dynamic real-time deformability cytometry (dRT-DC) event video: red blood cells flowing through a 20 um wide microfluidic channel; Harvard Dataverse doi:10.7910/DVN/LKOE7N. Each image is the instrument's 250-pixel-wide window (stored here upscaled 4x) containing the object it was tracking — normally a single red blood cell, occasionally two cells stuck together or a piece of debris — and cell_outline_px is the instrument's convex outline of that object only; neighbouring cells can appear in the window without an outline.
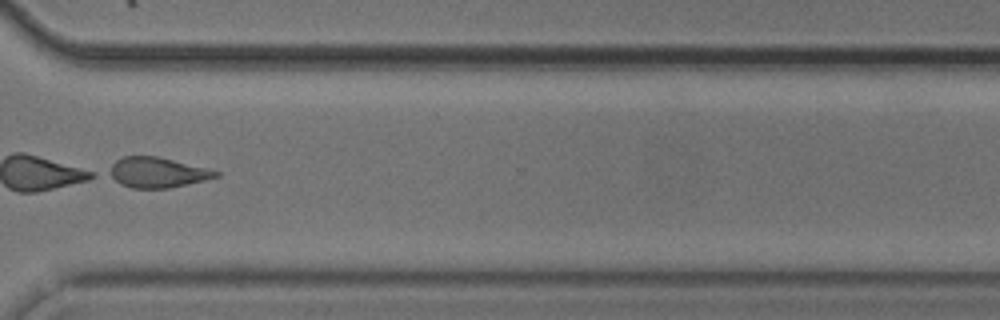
{"species": "common noctule bat (a hibernating species)", "species_latin": "Nyctalus noctula", "temperature_condition": "cold", "stored_images_in_passage": 49, "camera_frame_rate_fps": 3000, "um_per_image_px": 0.085, "animal": {"sex": "male", "body_mass_g": 20.5, "forearm_length_mm": 52.5}, "frame": {"image": 1, "passage_image": 36, "time_ms": 11.667, "image_size_px": [1000, 320], "cell_outline_px": [[220, 176], [204, 180], [168, 188], [132, 188], [120, 184], [108, 176], [104, 172], [116, 160], [124, 156], [156, 156], [220, 172]], "centroid_in_image_um": [13.27, 14.66], "position_along_channel_um": 357.3, "area_um2": 18.67}}